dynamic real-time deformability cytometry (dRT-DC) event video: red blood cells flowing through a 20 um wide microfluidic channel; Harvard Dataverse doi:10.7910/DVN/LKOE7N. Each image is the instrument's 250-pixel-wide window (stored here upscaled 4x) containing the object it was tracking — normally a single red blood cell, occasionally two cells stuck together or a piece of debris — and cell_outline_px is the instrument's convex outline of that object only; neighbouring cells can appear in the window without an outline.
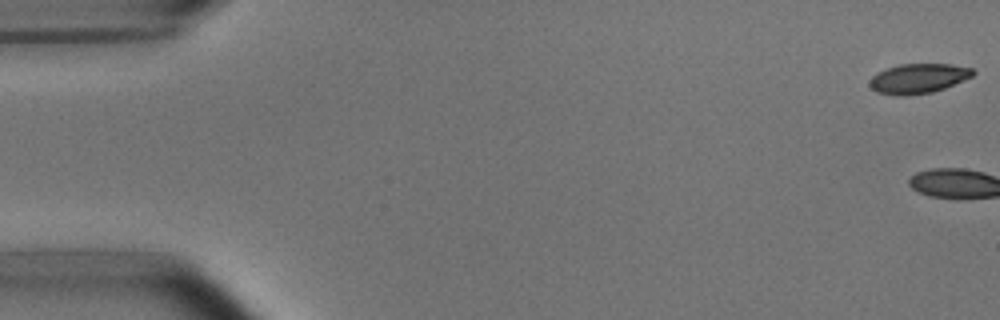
{"species": "common noctule bat (a hibernating species)", "species_latin": "Nyctalus noctula", "temperature_condition": "room temperature", "stored_images_in_passage": 3, "camera_frame_rate_fps": 3000, "um_per_image_px": 0.085, "animal": {"sex": "male", "body_mass_g": 15.6}, "frame": {"image": 1, "passage_image": 1, "time_ms": 0.0, "image_size_px": [1000, 320], "cell_outline_px": [[976, 72], [972, 76], [944, 88], [932, 92], [904, 96], [896, 96], [876, 92], [868, 84], [868, 80], [876, 72], [900, 64], [952, 64], [972, 68]], "centroid_in_image_um": [78.01, 6.67], "position_along_channel_um": 7.0, "area_um2": 17.98}}